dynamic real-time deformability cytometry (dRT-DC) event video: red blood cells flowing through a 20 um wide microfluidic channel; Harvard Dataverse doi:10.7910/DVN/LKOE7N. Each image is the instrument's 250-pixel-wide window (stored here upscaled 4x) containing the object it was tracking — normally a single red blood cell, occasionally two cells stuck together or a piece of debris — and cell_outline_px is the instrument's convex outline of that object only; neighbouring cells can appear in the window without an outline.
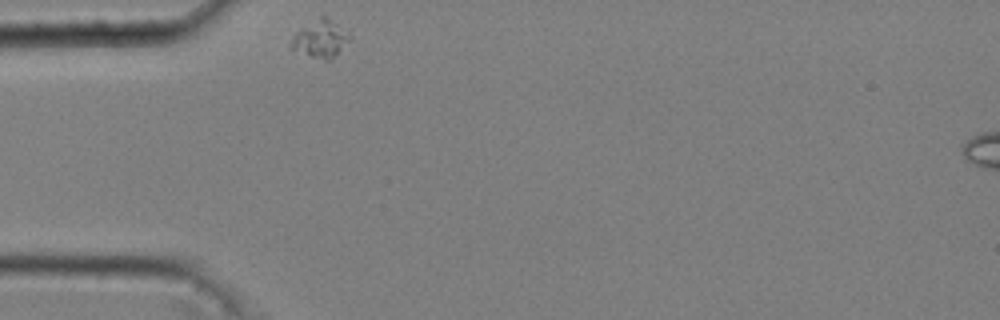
{"species": "common noctule bat (a hibernating species)", "species_latin": "Nyctalus noctula", "temperature_condition": "cold", "stored_images_in_passage": 32, "camera_frame_rate_fps": 3000, "um_per_image_px": 0.085, "animal": {"sex": "male", "body_mass_g": 20.4}, "frame": {"image": 1, "passage_image": 1, "time_ms": 0.0, "image_size_px": [1000, 320], "cell_outline_px": [[352, 36], [328, 60], [324, 60], [288, 48], [288, 44], [292, 36], [296, 32], [320, 16], [328, 16]], "centroid_in_image_um": [27.17, 3.27], "position_along_channel_um": 57.8, "area_um2": 12.37}}
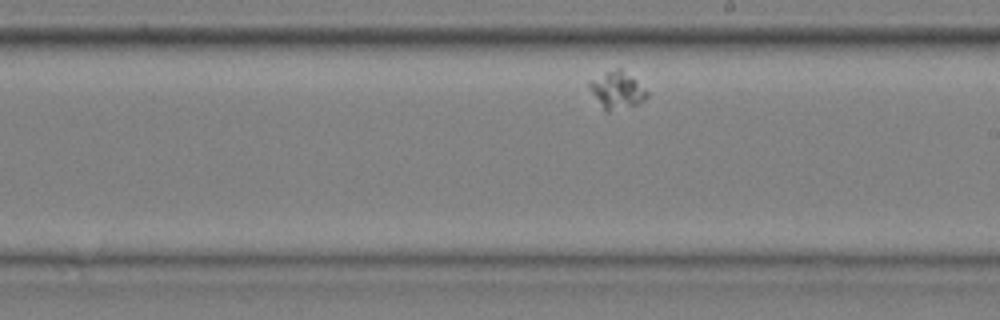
{"frame": {"image": 2, "passage_image": 19, "time_ms": 6.0, "image_size_px": [1000, 320], "cell_outline_px": [[648, 96], [644, 100], [636, 104], [608, 112], [604, 108], [592, 92], [588, 84], [588, 80], [616, 68], [620, 68], [648, 92]], "centroid_in_image_um": [52.43, 7.65], "position_along_channel_um": 236.6, "area_um2": 11.85}}
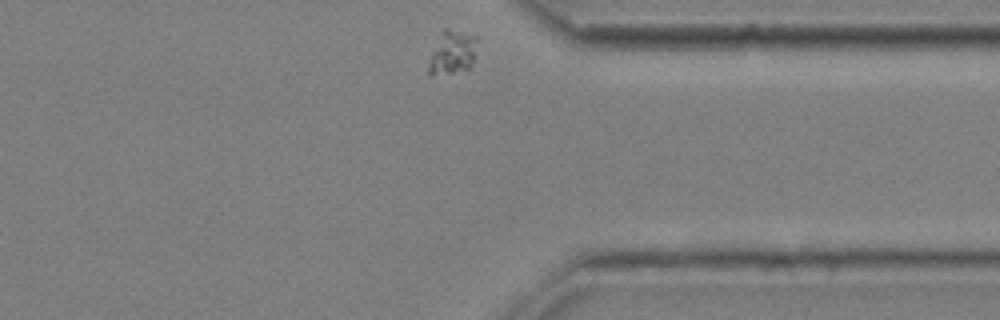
{"frame": {"image": 3, "passage_image": 32, "time_ms": 10.333, "image_size_px": [1000, 320], "cell_outline_px": [[480, 36], [472, 60], [468, 68], [452, 72], [432, 76], [428, 72], [428, 60], [444, 28], [448, 28]], "centroid_in_image_um": [38.46, 4.43], "position_along_channel_um": 372.9, "area_um2": 12.25}}